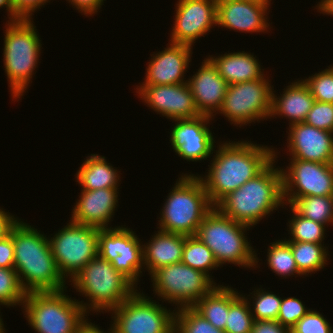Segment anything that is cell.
Returning a JSON list of instances; mask_svg holds the SVG:
<instances>
[{
  "label": "cell",
  "mask_w": 333,
  "mask_h": 333,
  "mask_svg": "<svg viewBox=\"0 0 333 333\" xmlns=\"http://www.w3.org/2000/svg\"><path fill=\"white\" fill-rule=\"evenodd\" d=\"M217 144L208 172L202 176L198 174L214 206L228 193L261 173L274 160L275 148L246 139L220 140Z\"/></svg>",
  "instance_id": "cell-1"
},
{
  "label": "cell",
  "mask_w": 333,
  "mask_h": 333,
  "mask_svg": "<svg viewBox=\"0 0 333 333\" xmlns=\"http://www.w3.org/2000/svg\"><path fill=\"white\" fill-rule=\"evenodd\" d=\"M20 219L10 230L14 245V269L26 293L67 289L60 275L48 235Z\"/></svg>",
  "instance_id": "cell-2"
},
{
  "label": "cell",
  "mask_w": 333,
  "mask_h": 333,
  "mask_svg": "<svg viewBox=\"0 0 333 333\" xmlns=\"http://www.w3.org/2000/svg\"><path fill=\"white\" fill-rule=\"evenodd\" d=\"M276 150L274 160L261 173L228 193L215 205L222 214L253 228L277 209L284 208L282 173L275 163L280 151Z\"/></svg>",
  "instance_id": "cell-3"
},
{
  "label": "cell",
  "mask_w": 333,
  "mask_h": 333,
  "mask_svg": "<svg viewBox=\"0 0 333 333\" xmlns=\"http://www.w3.org/2000/svg\"><path fill=\"white\" fill-rule=\"evenodd\" d=\"M33 23V19L23 18L15 21L7 20L4 23L6 30L3 37L2 60L11 99L14 102L23 98L40 63L42 40Z\"/></svg>",
  "instance_id": "cell-4"
},
{
  "label": "cell",
  "mask_w": 333,
  "mask_h": 333,
  "mask_svg": "<svg viewBox=\"0 0 333 333\" xmlns=\"http://www.w3.org/2000/svg\"><path fill=\"white\" fill-rule=\"evenodd\" d=\"M169 190L160 210L157 229L181 234L196 235L199 225L214 208L199 175L182 173Z\"/></svg>",
  "instance_id": "cell-5"
},
{
  "label": "cell",
  "mask_w": 333,
  "mask_h": 333,
  "mask_svg": "<svg viewBox=\"0 0 333 333\" xmlns=\"http://www.w3.org/2000/svg\"><path fill=\"white\" fill-rule=\"evenodd\" d=\"M251 227L222 214L215 206L199 225L196 236L213 252L220 267L233 264L248 270L260 268V259L247 231ZM256 252V253H255Z\"/></svg>",
  "instance_id": "cell-6"
},
{
  "label": "cell",
  "mask_w": 333,
  "mask_h": 333,
  "mask_svg": "<svg viewBox=\"0 0 333 333\" xmlns=\"http://www.w3.org/2000/svg\"><path fill=\"white\" fill-rule=\"evenodd\" d=\"M83 299L78 302L89 315L108 313L120 306L137 288L111 262L96 256L70 281ZM92 312V313H90ZM99 312V313H98Z\"/></svg>",
  "instance_id": "cell-7"
},
{
  "label": "cell",
  "mask_w": 333,
  "mask_h": 333,
  "mask_svg": "<svg viewBox=\"0 0 333 333\" xmlns=\"http://www.w3.org/2000/svg\"><path fill=\"white\" fill-rule=\"evenodd\" d=\"M67 289L26 293L21 309L35 333H76L89 316Z\"/></svg>",
  "instance_id": "cell-8"
},
{
  "label": "cell",
  "mask_w": 333,
  "mask_h": 333,
  "mask_svg": "<svg viewBox=\"0 0 333 333\" xmlns=\"http://www.w3.org/2000/svg\"><path fill=\"white\" fill-rule=\"evenodd\" d=\"M108 313L114 333H174L175 309H167L139 289Z\"/></svg>",
  "instance_id": "cell-9"
},
{
  "label": "cell",
  "mask_w": 333,
  "mask_h": 333,
  "mask_svg": "<svg viewBox=\"0 0 333 333\" xmlns=\"http://www.w3.org/2000/svg\"><path fill=\"white\" fill-rule=\"evenodd\" d=\"M98 232L97 227L69 220L54 235L48 236L56 266L65 281L70 282L98 255Z\"/></svg>",
  "instance_id": "cell-10"
},
{
  "label": "cell",
  "mask_w": 333,
  "mask_h": 333,
  "mask_svg": "<svg viewBox=\"0 0 333 333\" xmlns=\"http://www.w3.org/2000/svg\"><path fill=\"white\" fill-rule=\"evenodd\" d=\"M150 278L158 301L174 305L175 310L193 307L216 286L206 274L182 261L156 270Z\"/></svg>",
  "instance_id": "cell-11"
},
{
  "label": "cell",
  "mask_w": 333,
  "mask_h": 333,
  "mask_svg": "<svg viewBox=\"0 0 333 333\" xmlns=\"http://www.w3.org/2000/svg\"><path fill=\"white\" fill-rule=\"evenodd\" d=\"M268 76L266 73L257 80L228 84L217 114H222L231 125L239 128L269 119L273 85Z\"/></svg>",
  "instance_id": "cell-12"
},
{
  "label": "cell",
  "mask_w": 333,
  "mask_h": 333,
  "mask_svg": "<svg viewBox=\"0 0 333 333\" xmlns=\"http://www.w3.org/2000/svg\"><path fill=\"white\" fill-rule=\"evenodd\" d=\"M289 160L286 168L280 167L283 198L287 207L301 197L333 196V164Z\"/></svg>",
  "instance_id": "cell-13"
},
{
  "label": "cell",
  "mask_w": 333,
  "mask_h": 333,
  "mask_svg": "<svg viewBox=\"0 0 333 333\" xmlns=\"http://www.w3.org/2000/svg\"><path fill=\"white\" fill-rule=\"evenodd\" d=\"M211 120L214 118L207 115L172 120L169 141L173 151L187 162H204L211 158L217 144L209 129Z\"/></svg>",
  "instance_id": "cell-14"
},
{
  "label": "cell",
  "mask_w": 333,
  "mask_h": 333,
  "mask_svg": "<svg viewBox=\"0 0 333 333\" xmlns=\"http://www.w3.org/2000/svg\"><path fill=\"white\" fill-rule=\"evenodd\" d=\"M169 42L194 46L216 27L217 0H178Z\"/></svg>",
  "instance_id": "cell-15"
},
{
  "label": "cell",
  "mask_w": 333,
  "mask_h": 333,
  "mask_svg": "<svg viewBox=\"0 0 333 333\" xmlns=\"http://www.w3.org/2000/svg\"><path fill=\"white\" fill-rule=\"evenodd\" d=\"M134 90L144 105L169 121L201 115L187 82L175 85H136Z\"/></svg>",
  "instance_id": "cell-16"
},
{
  "label": "cell",
  "mask_w": 333,
  "mask_h": 333,
  "mask_svg": "<svg viewBox=\"0 0 333 333\" xmlns=\"http://www.w3.org/2000/svg\"><path fill=\"white\" fill-rule=\"evenodd\" d=\"M269 8L251 0H217L216 26L246 34L269 33Z\"/></svg>",
  "instance_id": "cell-17"
},
{
  "label": "cell",
  "mask_w": 333,
  "mask_h": 333,
  "mask_svg": "<svg viewBox=\"0 0 333 333\" xmlns=\"http://www.w3.org/2000/svg\"><path fill=\"white\" fill-rule=\"evenodd\" d=\"M193 47L168 42L162 51L150 54L145 79L140 85H175L186 83L185 73L191 66ZM190 65V66H189ZM186 79V80H185Z\"/></svg>",
  "instance_id": "cell-18"
},
{
  "label": "cell",
  "mask_w": 333,
  "mask_h": 333,
  "mask_svg": "<svg viewBox=\"0 0 333 333\" xmlns=\"http://www.w3.org/2000/svg\"><path fill=\"white\" fill-rule=\"evenodd\" d=\"M288 159H299L333 164V133L310 126L304 122L295 123L288 128Z\"/></svg>",
  "instance_id": "cell-19"
},
{
  "label": "cell",
  "mask_w": 333,
  "mask_h": 333,
  "mask_svg": "<svg viewBox=\"0 0 333 333\" xmlns=\"http://www.w3.org/2000/svg\"><path fill=\"white\" fill-rule=\"evenodd\" d=\"M120 188L81 190L72 207L70 220L77 224L113 228L111 223L118 207ZM109 225V226H108ZM111 225V226H110Z\"/></svg>",
  "instance_id": "cell-20"
},
{
  "label": "cell",
  "mask_w": 333,
  "mask_h": 333,
  "mask_svg": "<svg viewBox=\"0 0 333 333\" xmlns=\"http://www.w3.org/2000/svg\"><path fill=\"white\" fill-rule=\"evenodd\" d=\"M187 83L193 94L195 106L201 115L215 118L222 107L228 83L217 72L216 67L206 57Z\"/></svg>",
  "instance_id": "cell-21"
},
{
  "label": "cell",
  "mask_w": 333,
  "mask_h": 333,
  "mask_svg": "<svg viewBox=\"0 0 333 333\" xmlns=\"http://www.w3.org/2000/svg\"><path fill=\"white\" fill-rule=\"evenodd\" d=\"M284 91L278 96L272 90L271 113L269 119L286 118L288 125L304 122L308 112L312 109L315 102L308 86L302 78L288 82Z\"/></svg>",
  "instance_id": "cell-22"
},
{
  "label": "cell",
  "mask_w": 333,
  "mask_h": 333,
  "mask_svg": "<svg viewBox=\"0 0 333 333\" xmlns=\"http://www.w3.org/2000/svg\"><path fill=\"white\" fill-rule=\"evenodd\" d=\"M155 232L143 244V265L149 276L162 267L181 262L186 239L185 235L159 229Z\"/></svg>",
  "instance_id": "cell-23"
},
{
  "label": "cell",
  "mask_w": 333,
  "mask_h": 333,
  "mask_svg": "<svg viewBox=\"0 0 333 333\" xmlns=\"http://www.w3.org/2000/svg\"><path fill=\"white\" fill-rule=\"evenodd\" d=\"M216 67L220 76L228 83L235 84L263 78L267 73L257 56L249 51L226 52L217 56H206Z\"/></svg>",
  "instance_id": "cell-24"
},
{
  "label": "cell",
  "mask_w": 333,
  "mask_h": 333,
  "mask_svg": "<svg viewBox=\"0 0 333 333\" xmlns=\"http://www.w3.org/2000/svg\"><path fill=\"white\" fill-rule=\"evenodd\" d=\"M142 242L133 229L120 225L119 255L111 261L113 267L139 290V278L145 269Z\"/></svg>",
  "instance_id": "cell-25"
},
{
  "label": "cell",
  "mask_w": 333,
  "mask_h": 333,
  "mask_svg": "<svg viewBox=\"0 0 333 333\" xmlns=\"http://www.w3.org/2000/svg\"><path fill=\"white\" fill-rule=\"evenodd\" d=\"M108 162L103 155L99 154H90L86 159L84 158L75 173L76 182L82 190L119 188L122 173Z\"/></svg>",
  "instance_id": "cell-26"
},
{
  "label": "cell",
  "mask_w": 333,
  "mask_h": 333,
  "mask_svg": "<svg viewBox=\"0 0 333 333\" xmlns=\"http://www.w3.org/2000/svg\"><path fill=\"white\" fill-rule=\"evenodd\" d=\"M192 308L215 328L225 331L229 313V285H216Z\"/></svg>",
  "instance_id": "cell-27"
},
{
  "label": "cell",
  "mask_w": 333,
  "mask_h": 333,
  "mask_svg": "<svg viewBox=\"0 0 333 333\" xmlns=\"http://www.w3.org/2000/svg\"><path fill=\"white\" fill-rule=\"evenodd\" d=\"M288 242L299 273L302 276L304 275L303 277L315 274L328 265L329 257H331L329 255V246L312 242Z\"/></svg>",
  "instance_id": "cell-28"
},
{
  "label": "cell",
  "mask_w": 333,
  "mask_h": 333,
  "mask_svg": "<svg viewBox=\"0 0 333 333\" xmlns=\"http://www.w3.org/2000/svg\"><path fill=\"white\" fill-rule=\"evenodd\" d=\"M182 262L193 269L203 272L216 285H220L214 281L211 271L221 267L217 263L213 252L196 235L186 236Z\"/></svg>",
  "instance_id": "cell-29"
},
{
  "label": "cell",
  "mask_w": 333,
  "mask_h": 333,
  "mask_svg": "<svg viewBox=\"0 0 333 333\" xmlns=\"http://www.w3.org/2000/svg\"><path fill=\"white\" fill-rule=\"evenodd\" d=\"M268 269L278 277H302L297 268L289 242L283 238L275 240L268 245L266 253ZM294 275V276H293ZM296 275V276H295Z\"/></svg>",
  "instance_id": "cell-30"
},
{
  "label": "cell",
  "mask_w": 333,
  "mask_h": 333,
  "mask_svg": "<svg viewBox=\"0 0 333 333\" xmlns=\"http://www.w3.org/2000/svg\"><path fill=\"white\" fill-rule=\"evenodd\" d=\"M243 294L229 286V313L225 333H251L254 320Z\"/></svg>",
  "instance_id": "cell-31"
},
{
  "label": "cell",
  "mask_w": 333,
  "mask_h": 333,
  "mask_svg": "<svg viewBox=\"0 0 333 333\" xmlns=\"http://www.w3.org/2000/svg\"><path fill=\"white\" fill-rule=\"evenodd\" d=\"M300 216L317 223L333 226V196H306L290 205Z\"/></svg>",
  "instance_id": "cell-32"
},
{
  "label": "cell",
  "mask_w": 333,
  "mask_h": 333,
  "mask_svg": "<svg viewBox=\"0 0 333 333\" xmlns=\"http://www.w3.org/2000/svg\"><path fill=\"white\" fill-rule=\"evenodd\" d=\"M291 210L290 220L288 219L287 230L289 238L287 241L294 242H312L316 244H324L325 243V233L326 225L317 223L313 220L306 219L300 216L290 205L288 207Z\"/></svg>",
  "instance_id": "cell-33"
},
{
  "label": "cell",
  "mask_w": 333,
  "mask_h": 333,
  "mask_svg": "<svg viewBox=\"0 0 333 333\" xmlns=\"http://www.w3.org/2000/svg\"><path fill=\"white\" fill-rule=\"evenodd\" d=\"M249 293V295L243 296L250 305L254 321L277 320L282 296L280 297L279 294L276 295L274 292L262 287L254 288V291Z\"/></svg>",
  "instance_id": "cell-34"
},
{
  "label": "cell",
  "mask_w": 333,
  "mask_h": 333,
  "mask_svg": "<svg viewBox=\"0 0 333 333\" xmlns=\"http://www.w3.org/2000/svg\"><path fill=\"white\" fill-rule=\"evenodd\" d=\"M25 296L17 271L14 268H0V305L6 308L22 306Z\"/></svg>",
  "instance_id": "cell-35"
},
{
  "label": "cell",
  "mask_w": 333,
  "mask_h": 333,
  "mask_svg": "<svg viewBox=\"0 0 333 333\" xmlns=\"http://www.w3.org/2000/svg\"><path fill=\"white\" fill-rule=\"evenodd\" d=\"M174 333H225V331L215 328L192 307H183L175 310Z\"/></svg>",
  "instance_id": "cell-36"
},
{
  "label": "cell",
  "mask_w": 333,
  "mask_h": 333,
  "mask_svg": "<svg viewBox=\"0 0 333 333\" xmlns=\"http://www.w3.org/2000/svg\"><path fill=\"white\" fill-rule=\"evenodd\" d=\"M306 78V79H305ZM302 79L315 101L333 103V65Z\"/></svg>",
  "instance_id": "cell-37"
},
{
  "label": "cell",
  "mask_w": 333,
  "mask_h": 333,
  "mask_svg": "<svg viewBox=\"0 0 333 333\" xmlns=\"http://www.w3.org/2000/svg\"><path fill=\"white\" fill-rule=\"evenodd\" d=\"M304 303L296 297L282 296L277 321L291 329L310 310Z\"/></svg>",
  "instance_id": "cell-38"
},
{
  "label": "cell",
  "mask_w": 333,
  "mask_h": 333,
  "mask_svg": "<svg viewBox=\"0 0 333 333\" xmlns=\"http://www.w3.org/2000/svg\"><path fill=\"white\" fill-rule=\"evenodd\" d=\"M312 308L291 328V333H333L331 323Z\"/></svg>",
  "instance_id": "cell-39"
},
{
  "label": "cell",
  "mask_w": 333,
  "mask_h": 333,
  "mask_svg": "<svg viewBox=\"0 0 333 333\" xmlns=\"http://www.w3.org/2000/svg\"><path fill=\"white\" fill-rule=\"evenodd\" d=\"M120 226L99 229L98 232V256L111 262L119 255Z\"/></svg>",
  "instance_id": "cell-40"
},
{
  "label": "cell",
  "mask_w": 333,
  "mask_h": 333,
  "mask_svg": "<svg viewBox=\"0 0 333 333\" xmlns=\"http://www.w3.org/2000/svg\"><path fill=\"white\" fill-rule=\"evenodd\" d=\"M304 123L333 133V103L315 101Z\"/></svg>",
  "instance_id": "cell-41"
},
{
  "label": "cell",
  "mask_w": 333,
  "mask_h": 333,
  "mask_svg": "<svg viewBox=\"0 0 333 333\" xmlns=\"http://www.w3.org/2000/svg\"><path fill=\"white\" fill-rule=\"evenodd\" d=\"M51 0H12L14 8V21L18 19H33L37 10L45 7Z\"/></svg>",
  "instance_id": "cell-42"
},
{
  "label": "cell",
  "mask_w": 333,
  "mask_h": 333,
  "mask_svg": "<svg viewBox=\"0 0 333 333\" xmlns=\"http://www.w3.org/2000/svg\"><path fill=\"white\" fill-rule=\"evenodd\" d=\"M0 268H14V245L10 234L0 240Z\"/></svg>",
  "instance_id": "cell-43"
},
{
  "label": "cell",
  "mask_w": 333,
  "mask_h": 333,
  "mask_svg": "<svg viewBox=\"0 0 333 333\" xmlns=\"http://www.w3.org/2000/svg\"><path fill=\"white\" fill-rule=\"evenodd\" d=\"M68 4L72 5L76 11L80 12L85 17L94 16L100 8L104 5L106 0H66Z\"/></svg>",
  "instance_id": "cell-44"
},
{
  "label": "cell",
  "mask_w": 333,
  "mask_h": 333,
  "mask_svg": "<svg viewBox=\"0 0 333 333\" xmlns=\"http://www.w3.org/2000/svg\"><path fill=\"white\" fill-rule=\"evenodd\" d=\"M251 333H291V329L277 320H258L253 322Z\"/></svg>",
  "instance_id": "cell-45"
},
{
  "label": "cell",
  "mask_w": 333,
  "mask_h": 333,
  "mask_svg": "<svg viewBox=\"0 0 333 333\" xmlns=\"http://www.w3.org/2000/svg\"><path fill=\"white\" fill-rule=\"evenodd\" d=\"M0 207V240L10 233L12 227L20 220L17 216Z\"/></svg>",
  "instance_id": "cell-46"
},
{
  "label": "cell",
  "mask_w": 333,
  "mask_h": 333,
  "mask_svg": "<svg viewBox=\"0 0 333 333\" xmlns=\"http://www.w3.org/2000/svg\"><path fill=\"white\" fill-rule=\"evenodd\" d=\"M76 333H114L111 325L108 330H101L100 326L98 324L92 323L89 321V318L87 317L86 321L77 329Z\"/></svg>",
  "instance_id": "cell-47"
},
{
  "label": "cell",
  "mask_w": 333,
  "mask_h": 333,
  "mask_svg": "<svg viewBox=\"0 0 333 333\" xmlns=\"http://www.w3.org/2000/svg\"><path fill=\"white\" fill-rule=\"evenodd\" d=\"M318 13L333 16V0H320L315 8Z\"/></svg>",
  "instance_id": "cell-48"
},
{
  "label": "cell",
  "mask_w": 333,
  "mask_h": 333,
  "mask_svg": "<svg viewBox=\"0 0 333 333\" xmlns=\"http://www.w3.org/2000/svg\"><path fill=\"white\" fill-rule=\"evenodd\" d=\"M0 8L5 9L9 21H14V8L12 5V0H0Z\"/></svg>",
  "instance_id": "cell-49"
},
{
  "label": "cell",
  "mask_w": 333,
  "mask_h": 333,
  "mask_svg": "<svg viewBox=\"0 0 333 333\" xmlns=\"http://www.w3.org/2000/svg\"><path fill=\"white\" fill-rule=\"evenodd\" d=\"M0 314H1V312H0ZM1 317H2V314L0 315V333H7L6 332L7 329H5V326H4L3 318H1Z\"/></svg>",
  "instance_id": "cell-50"
},
{
  "label": "cell",
  "mask_w": 333,
  "mask_h": 333,
  "mask_svg": "<svg viewBox=\"0 0 333 333\" xmlns=\"http://www.w3.org/2000/svg\"><path fill=\"white\" fill-rule=\"evenodd\" d=\"M251 1H255V2H259V3H262V4H265V5H269L271 7V1L272 0H251Z\"/></svg>",
  "instance_id": "cell-51"
}]
</instances>
